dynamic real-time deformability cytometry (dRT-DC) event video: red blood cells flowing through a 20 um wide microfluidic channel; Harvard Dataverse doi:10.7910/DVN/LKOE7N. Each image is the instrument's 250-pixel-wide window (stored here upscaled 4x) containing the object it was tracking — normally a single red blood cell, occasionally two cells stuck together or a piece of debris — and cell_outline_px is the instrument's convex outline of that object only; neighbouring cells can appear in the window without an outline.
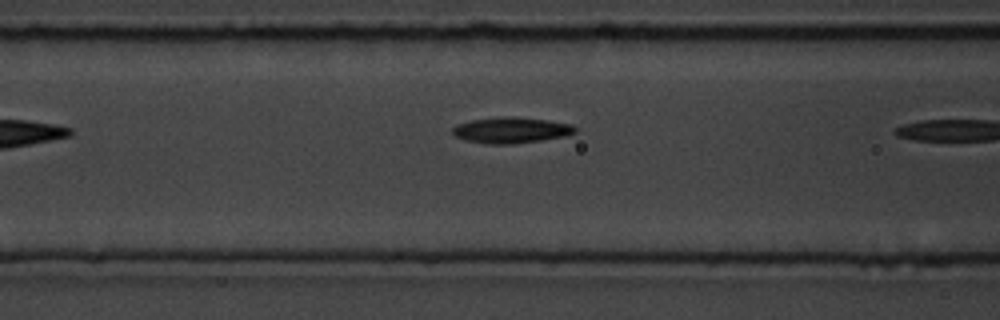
{"species": "common noctule bat (a hibernating species)", "species_latin": "Nyctalus noctula", "temperature_condition": "room temperature", "stored_images_in_passage": 7, "camera_frame_rate_fps": 3000, "um_per_image_px": 0.085, "animal": {"sex": "male", "body_mass_g": 19.5, "forearm_length_mm": 54.6}, "frame": {"image": 1, "passage_image": 6, "time_ms": 6.0, "image_size_px": [1000, 320], "cell_outline_px": [[576, 132], [568, 136], [512, 144], [488, 144], [464, 140], [456, 136], [452, 132], [452, 128], [456, 124], [472, 120], [500, 116], [512, 116], [548, 120], [572, 124], [576, 128]], "centroid_in_image_um": [43.45, 11.06], "position_along_channel_um": 123.1, "area_um2": 18.67}}